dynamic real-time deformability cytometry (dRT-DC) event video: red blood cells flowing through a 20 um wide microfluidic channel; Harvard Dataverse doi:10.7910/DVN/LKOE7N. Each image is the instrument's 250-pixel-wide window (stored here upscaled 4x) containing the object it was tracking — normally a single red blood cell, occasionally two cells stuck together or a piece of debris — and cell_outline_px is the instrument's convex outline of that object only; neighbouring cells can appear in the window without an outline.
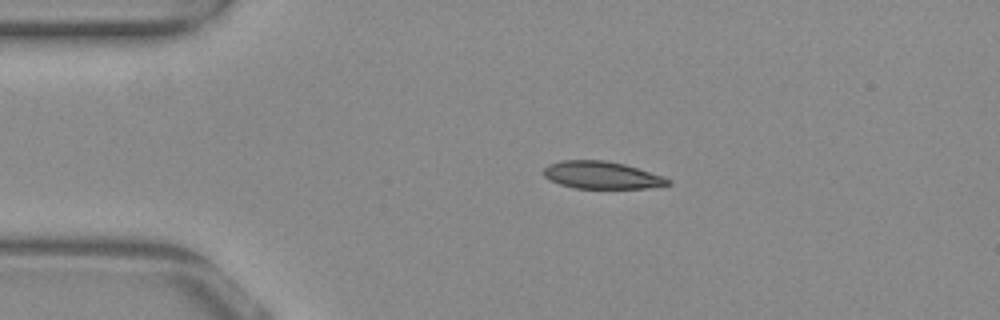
{"species": "common noctule bat (a hibernating species)", "species_latin": "Nyctalus noctula", "temperature_condition": "warm", "stored_images_in_passage": 43, "camera_frame_rate_fps": 3000, "um_per_image_px": 0.085, "animal": {"sex": "female", "body_mass_g": 29.2, "forearm_length_mm": 56.3}, "frame": {"image": 1, "passage_image": 1, "time_ms": 0.0, "image_size_px": [1000, 320], "cell_outline_px": [[672, 184], [648, 188], [572, 188], [560, 184], [544, 176], [544, 168], [548, 164], [564, 160], [604, 160], [624, 164], [664, 176], [672, 180]], "centroid_in_image_um": [51.18, 14.89], "position_along_channel_um": 33.8, "area_um2": 19.83}}
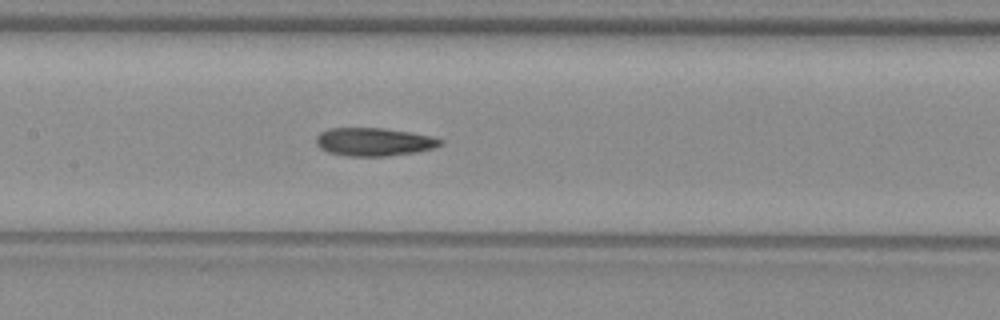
{"frame": {"image": 2, "passage_image": 15, "time_ms": 4.667, "image_size_px": [1000, 320], "cell_outline_px": [[444, 144], [436, 148], [416, 152], [388, 156], [344, 156], [328, 152], [320, 148], [316, 144], [316, 136], [320, 132], [328, 128], [384, 128], [432, 136], [444, 140]], "centroid_in_image_um": [31.8, 12.06], "position_along_channel_um": 175.6, "area_um2": 20.63}}
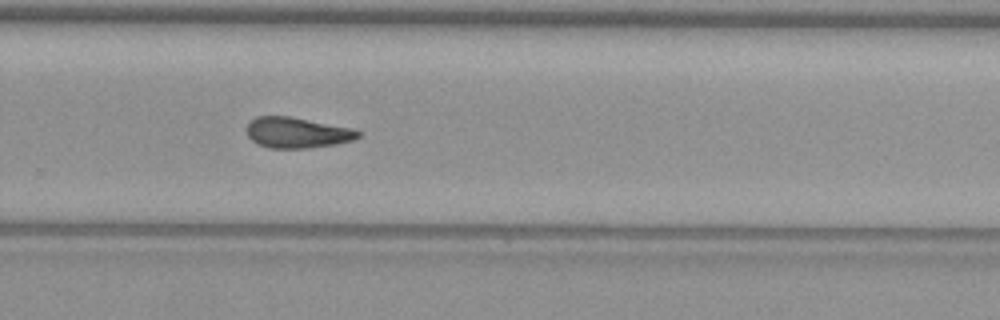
{"frame": {"image": 3, "passage_image": 25, "time_ms": 8.0, "image_size_px": [1000, 320], "cell_outline_px": [[360, 136], [356, 140], [336, 144], [308, 148], [268, 148], [256, 144], [248, 136], [248, 124], [256, 116], [288, 116], [352, 128], [360, 132]], "centroid_in_image_um": [25.27, 11.29], "position_along_channel_um": 304.5, "area_um2": 19.88}, "authors_computed_cell_mechanics": {"area_um2": 20.1144, "velocity_mm_per_s": 3.8824, "shape_relaxation_time_tau1_ms": null, "shape_relaxation_time_tau2_ms": 5.5486, "deformation_change_tau1": null, "deformation_change_tau2": 0.1467}}